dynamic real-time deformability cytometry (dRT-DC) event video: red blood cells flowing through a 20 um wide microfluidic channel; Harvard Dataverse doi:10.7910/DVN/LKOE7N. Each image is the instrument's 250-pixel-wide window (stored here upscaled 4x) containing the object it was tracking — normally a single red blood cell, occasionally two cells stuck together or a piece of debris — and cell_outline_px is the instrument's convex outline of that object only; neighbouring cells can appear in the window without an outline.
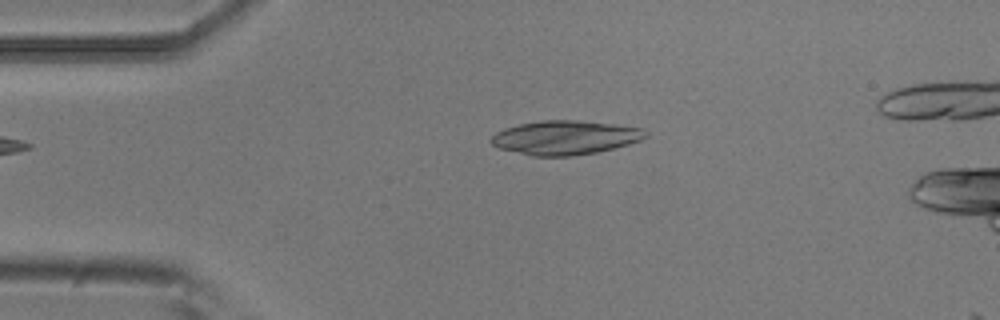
{"species": "common noctule bat (a hibernating species)", "species_latin": "Nyctalus noctula", "temperature_condition": "room temperature", "stored_images_in_passage": 2, "camera_frame_rate_fps": 3000, "um_per_image_px": 0.085, "animal": {"sex": "male", "body_mass_g": 20.5, "forearm_length_mm": 52.5}, "frame": {"image": 1, "passage_image": 2, "time_ms": 0.333, "image_size_px": [1000, 320], "cell_outline_px": [[648, 136], [640, 140], [628, 144], [596, 152], [572, 156], [532, 156], [500, 148], [492, 144], [488, 140], [496, 132], [504, 128], [520, 124], [540, 120], [580, 120], [616, 124], [644, 128], [648, 132]], "centroid_in_image_um": [48.05, 11.68], "position_along_channel_um": 37.0, "area_um2": 30.75}}